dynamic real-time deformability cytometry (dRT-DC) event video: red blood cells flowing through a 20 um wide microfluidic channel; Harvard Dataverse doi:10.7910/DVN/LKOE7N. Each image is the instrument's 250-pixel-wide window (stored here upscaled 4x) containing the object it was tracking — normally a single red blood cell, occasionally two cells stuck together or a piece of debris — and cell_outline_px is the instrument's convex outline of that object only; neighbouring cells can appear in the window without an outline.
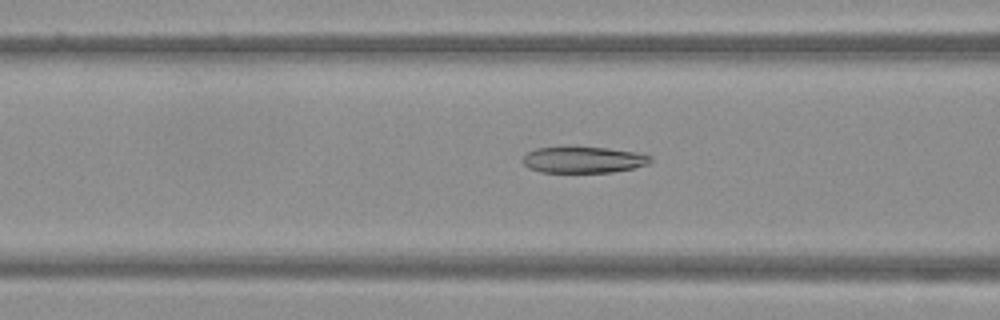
{"species": "Egyptian fruit bat (a non-hibernating species)", "species_latin": "Rousettus aegyptiacus", "temperature_condition": "warm", "stored_images_in_passage": 51, "camera_frame_rate_fps": 3000, "um_per_image_px": 0.085, "frame": {"image": 1, "passage_image": 21, "time_ms": 6.667, "image_size_px": [1000, 320], "cell_outline_px": [[652, 160], [648, 164], [632, 168], [612, 172], [540, 172], [528, 168], [524, 164], [524, 156], [528, 152], [536, 148], [608, 148], [644, 152], [652, 156]], "centroid_in_image_um": [49.67, 13.59], "position_along_channel_um": 116.9, "area_um2": 19.42}}
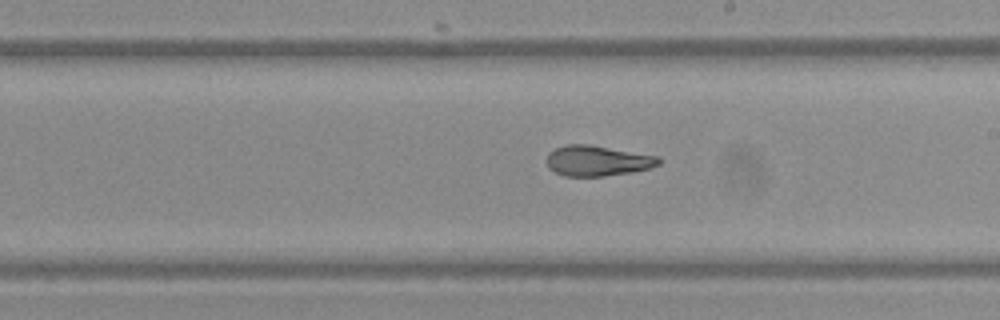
{"frame": {"image": 2, "passage_image": 30, "time_ms": 9.667, "image_size_px": [1000, 320], "cell_outline_px": [[660, 164], [652, 168], [632, 172], [604, 176], [564, 176], [548, 168], [548, 152], [564, 144], [588, 144], [660, 156]], "centroid_in_image_um": [50.81, 13.66], "position_along_channel_um": 238.2, "area_um2": 20.0}}
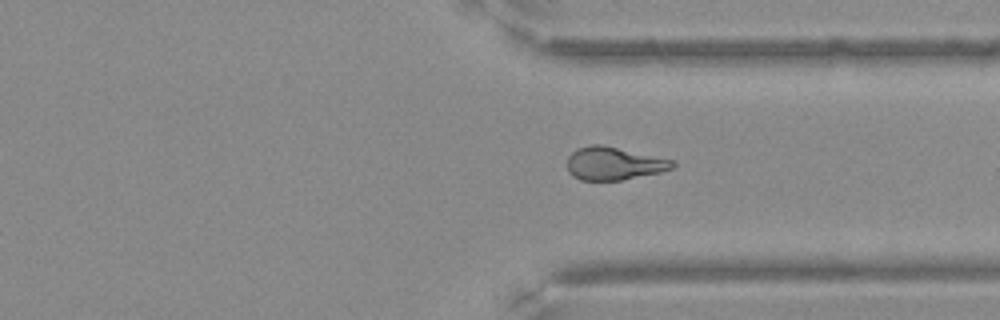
{"frame": {"image": 3, "passage_image": 39, "time_ms": 12.667, "image_size_px": [1000, 320], "cell_outline_px": [[676, 164], [672, 168], [660, 172], [620, 180], [580, 180], [572, 176], [568, 172], [568, 156], [576, 148], [592, 144], [600, 144], [672, 160]], "centroid_in_image_um": [52.12, 13.9], "position_along_channel_um": 359.3, "area_um2": 20.0}}